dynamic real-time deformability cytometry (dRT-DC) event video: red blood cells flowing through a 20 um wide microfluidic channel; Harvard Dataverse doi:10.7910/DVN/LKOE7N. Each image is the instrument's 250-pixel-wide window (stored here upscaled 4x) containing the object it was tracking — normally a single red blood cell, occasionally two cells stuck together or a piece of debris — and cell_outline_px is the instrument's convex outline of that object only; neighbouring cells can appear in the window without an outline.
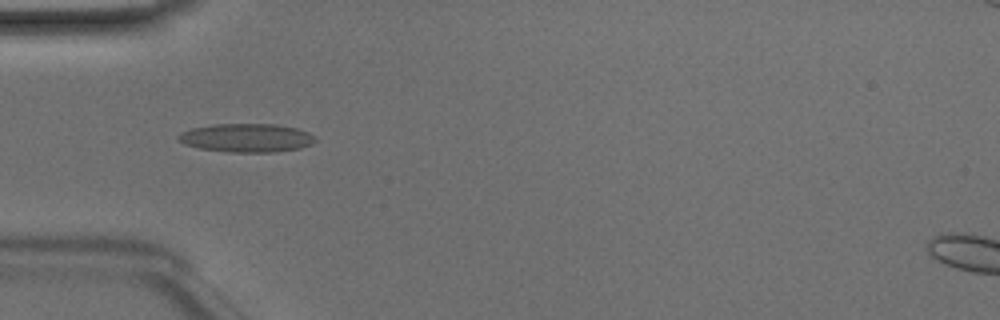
{"species": "Egyptian fruit bat (a non-hibernating species)", "species_latin": "Rousettus aegyptiacus", "temperature_condition": "room temperature", "stored_images_in_passage": 36, "camera_frame_rate_fps": 3000, "um_per_image_px": 0.085, "animal": {"sex": "male"}, "frame": {"image": 1, "passage_image": 5, "time_ms": 1.333, "image_size_px": [1000, 320], "cell_outline_px": [[316, 140], [312, 144], [300, 148], [276, 152], [228, 152], [200, 148], [184, 144], [176, 140], [176, 136], [180, 132], [192, 128], [216, 124], [276, 124], [296, 128], [308, 132], [316, 136]], "centroid_in_image_um": [20.95, 11.72], "position_along_channel_um": 64.0, "area_um2": 22.95}}
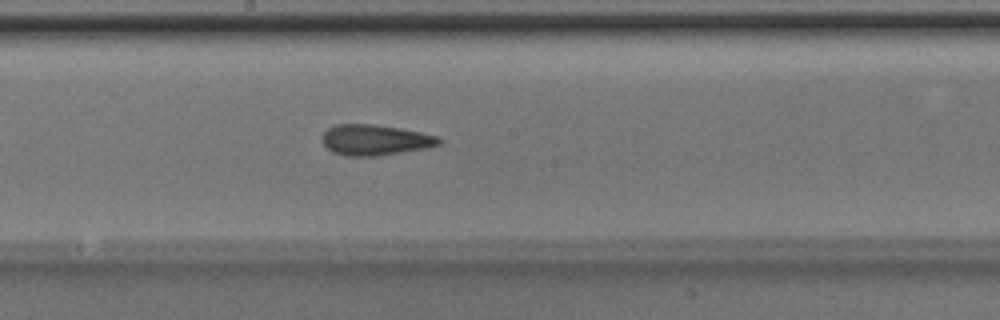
{"frame": {"image": 2, "passage_image": 16, "time_ms": 5.0, "image_size_px": [1000, 320], "cell_outline_px": [[444, 140], [440, 144], [428, 148], [380, 156], [344, 156], [332, 152], [324, 144], [320, 136], [328, 128], [336, 124], [372, 124], [400, 128], [440, 136]], "centroid_in_image_um": [31.91, 11.9], "position_along_channel_um": 216.3, "area_um2": 21.21}}
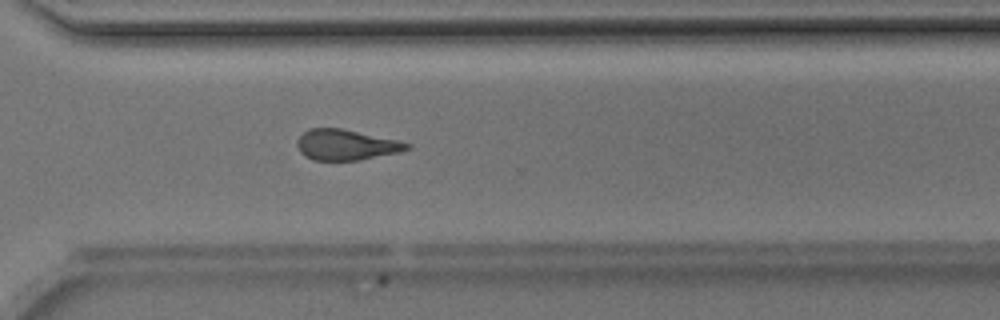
{"frame": {"image": 3, "passage_image": 25, "time_ms": 8.0, "image_size_px": [1000, 320], "cell_outline_px": [[412, 148], [400, 152], [360, 160], [312, 160], [304, 156], [300, 152], [296, 144], [296, 140], [308, 128], [340, 128], [396, 140], [412, 144]], "centroid_in_image_um": [29.4, 12.32], "position_along_channel_um": 341.2, "area_um2": 19.59}, "authors_computed_cell_mechanics": {"area_um2": 20.2878, "velocity_mm_per_s": 4.1731, "shape_relaxation_time_tau1_ms": null, "shape_relaxation_time_tau2_ms": 3.2524, "deformation_change_tau1": null, "deformation_change_tau2": 0.1392}}